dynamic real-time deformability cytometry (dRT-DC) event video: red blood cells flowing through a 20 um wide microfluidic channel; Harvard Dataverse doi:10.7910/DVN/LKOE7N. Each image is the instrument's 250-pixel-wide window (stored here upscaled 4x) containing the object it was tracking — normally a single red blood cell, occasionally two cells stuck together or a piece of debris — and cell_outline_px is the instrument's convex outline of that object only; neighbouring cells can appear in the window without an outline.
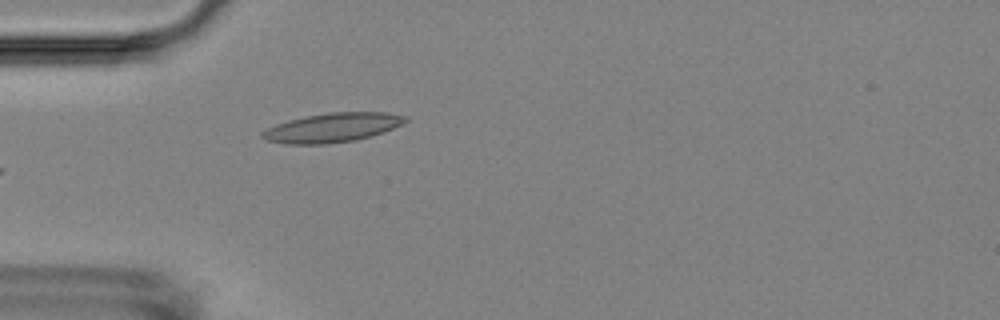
{"species": "Egyptian fruit bat (a non-hibernating species)", "species_latin": "Rousettus aegyptiacus", "temperature_condition": "room temperature", "stored_images_in_passage": 4, "camera_frame_rate_fps": 3000, "um_per_image_px": 0.085, "animal": {"sex": "female"}, "frame": {"image": 1, "passage_image": 4, "time_ms": 4.333, "image_size_px": [1000, 320], "cell_outline_px": [[408, 120], [384, 132], [356, 140], [324, 144], [288, 144], [268, 140], [260, 136], [260, 132], [276, 124], [288, 120], [328, 112], [388, 112], [408, 116]], "centroid_in_image_um": [28.26, 10.84], "position_along_channel_um": 56.7, "area_um2": 24.22}}